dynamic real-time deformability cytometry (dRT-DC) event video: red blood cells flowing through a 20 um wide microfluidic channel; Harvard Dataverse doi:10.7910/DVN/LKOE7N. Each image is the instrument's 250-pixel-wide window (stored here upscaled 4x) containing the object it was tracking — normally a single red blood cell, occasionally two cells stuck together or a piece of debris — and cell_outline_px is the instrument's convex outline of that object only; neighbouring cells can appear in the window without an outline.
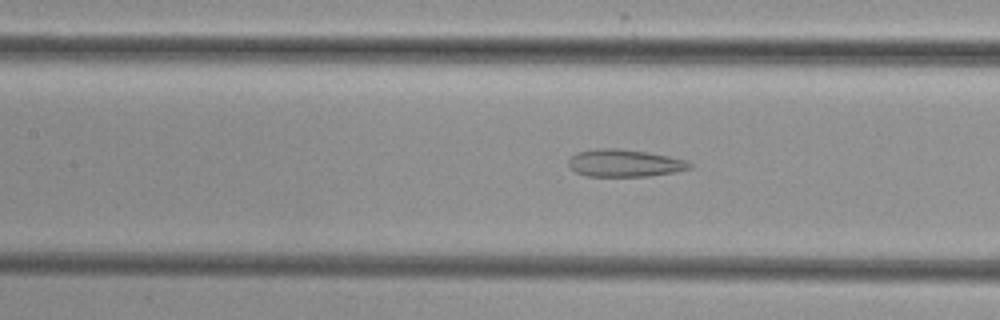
{"species": "common noctule bat (a hibernating species)", "species_latin": "Nyctalus noctula", "temperature_condition": "cold", "stored_images_in_passage": 47, "camera_frame_rate_fps": 3000, "um_per_image_px": 0.085, "animal": {"sex": "female", "body_mass_g": 29.2, "forearm_length_mm": 56.3}, "frame": {"image": 1, "passage_image": 24, "time_ms": 7.667, "image_size_px": [1000, 320], "cell_outline_px": [[692, 168], [676, 172], [648, 176], [588, 176], [576, 172], [568, 164], [568, 160], [576, 152], [596, 148], [616, 148], [648, 152], [688, 160], [692, 164]], "centroid_in_image_um": [53.11, 13.86], "position_along_channel_um": 154.3, "area_um2": 19.42}}
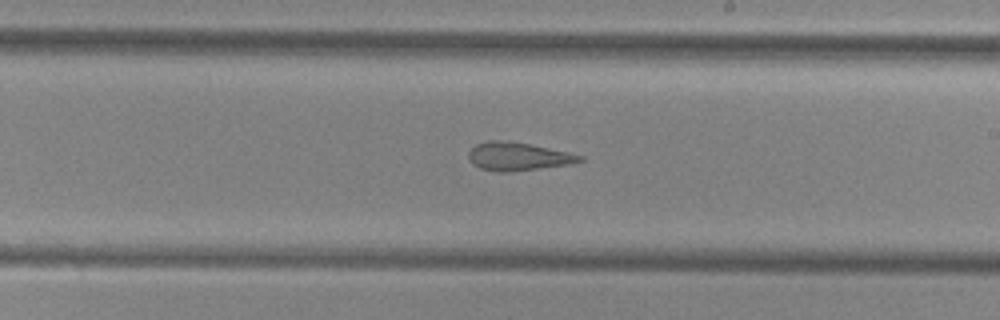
{"frame": {"image": 2, "passage_image": 31, "time_ms": 10.0, "image_size_px": [1000, 320], "cell_outline_px": [[584, 160], [572, 164], [512, 172], [496, 172], [480, 168], [472, 164], [468, 156], [468, 152], [476, 144], [488, 140], [500, 140], [528, 144], [568, 152], [584, 156]], "centroid_in_image_um": [44.02, 13.31], "position_along_channel_um": 245.0, "area_um2": 18.32}}
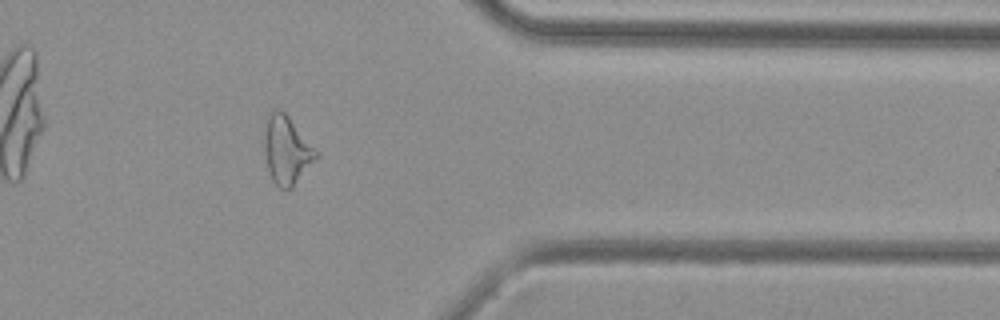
{"frame": {"image": 3, "passage_image": 43, "time_ms": 14.0, "image_size_px": [1000, 320], "cell_outline_px": [[316, 156], [292, 188], [280, 188], [272, 180], [268, 168], [264, 144], [264, 136], [268, 116], [272, 108], [276, 108], [284, 112], [288, 116], [316, 152]], "centroid_in_image_um": [24.31, 12.74], "position_along_channel_um": 387.1, "area_um2": 19.54}}